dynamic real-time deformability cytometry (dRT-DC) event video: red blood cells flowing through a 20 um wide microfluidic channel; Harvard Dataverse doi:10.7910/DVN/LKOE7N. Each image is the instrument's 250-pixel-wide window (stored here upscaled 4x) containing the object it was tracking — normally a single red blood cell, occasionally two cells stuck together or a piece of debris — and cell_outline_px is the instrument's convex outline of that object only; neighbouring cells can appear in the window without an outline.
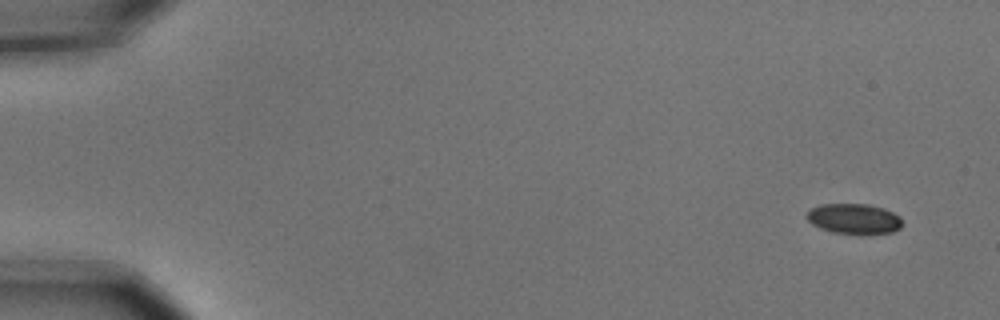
{"species": "common noctule bat (a hibernating species)", "species_latin": "Nyctalus noctula", "temperature_condition": "cold", "stored_images_in_passage": 5, "camera_frame_rate_fps": 3000, "um_per_image_px": 0.085, "animal": {"sex": "male", "body_mass_g": 15.6}, "frame": {"image": 1, "passage_image": 1, "time_ms": 0.0, "image_size_px": [1000, 320], "cell_outline_px": [[904, 224], [900, 228], [892, 232], [860, 236], [832, 232], [820, 228], [812, 224], [804, 216], [808, 208], [820, 204], [868, 204], [884, 208], [900, 216]], "centroid_in_image_um": [72.58, 18.61], "position_along_channel_um": 12.4, "area_um2": 17.57}}
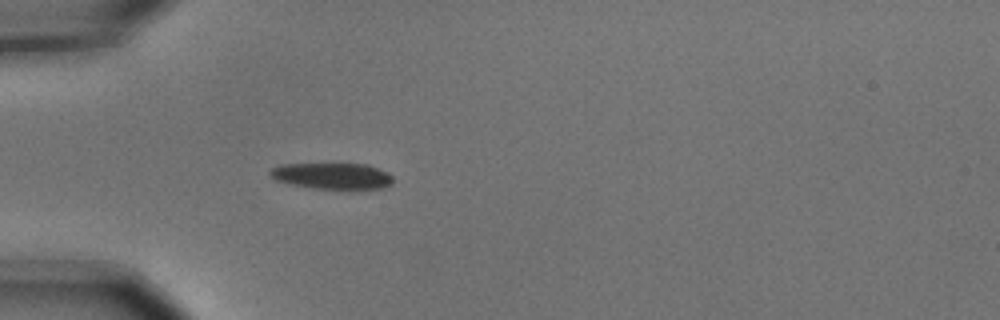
{"frame": {"image": 2, "passage_image": 5, "time_ms": 1.333, "image_size_px": [1000, 320], "cell_outline_px": [[392, 184], [384, 188], [348, 192], [316, 188], [288, 184], [276, 180], [268, 172], [272, 168], [280, 164], [368, 164], [388, 172], [392, 176]], "centroid_in_image_um": [28.31, 15.0], "position_along_channel_um": 56.7, "area_um2": 19.59}}